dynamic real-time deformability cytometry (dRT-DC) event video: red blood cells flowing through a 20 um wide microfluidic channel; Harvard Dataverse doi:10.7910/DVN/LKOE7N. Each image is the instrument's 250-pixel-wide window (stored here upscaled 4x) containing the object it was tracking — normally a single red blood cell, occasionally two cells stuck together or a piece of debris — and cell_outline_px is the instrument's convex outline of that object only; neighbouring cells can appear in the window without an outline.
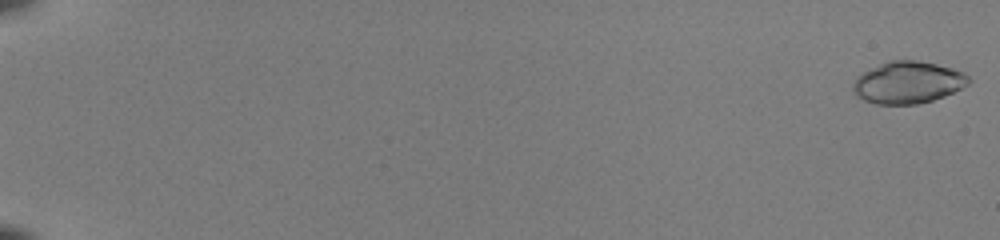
{"species": "common noctule bat (a hibernating species)", "species_latin": "Nyctalus noctula", "temperature_condition": "room temperature", "stored_images_in_passage": 10, "camera_frame_rate_fps": 3000, "um_per_image_px": 0.085, "animal": {"sex": "female", "body_mass_g": 22.0, "forearm_length_mm": 56.7}, "frame": {"image": 1, "passage_image": 1, "time_ms": 0.0, "image_size_px": [1000, 240], "cell_outline_px": [[972, 80], [968, 84], [944, 96], [932, 100], [916, 104], [876, 104], [864, 100], [852, 88], [852, 84], [856, 76], [888, 60], [916, 60], [936, 64], [952, 68], [964, 72]], "centroid_in_image_um": [77.18, 7.0], "position_along_channel_um": 7.8, "area_um2": 28.09}}